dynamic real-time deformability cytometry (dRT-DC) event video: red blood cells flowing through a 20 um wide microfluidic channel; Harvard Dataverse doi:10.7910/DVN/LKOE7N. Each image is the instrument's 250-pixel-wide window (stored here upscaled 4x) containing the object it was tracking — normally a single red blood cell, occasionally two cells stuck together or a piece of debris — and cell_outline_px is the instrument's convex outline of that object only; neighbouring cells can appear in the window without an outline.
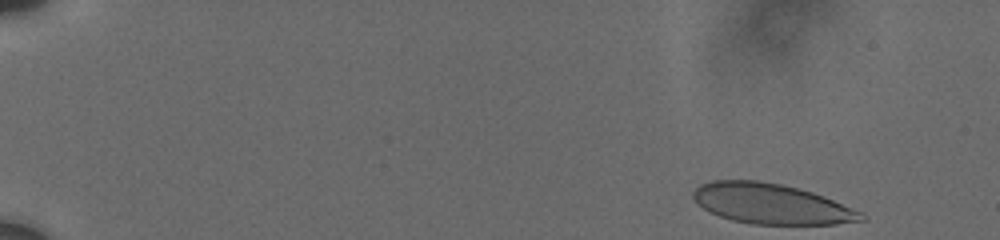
{"species": "human", "species_latin": "Homo sapiens", "temperature_condition": "cold", "stored_images_in_passage": 21, "camera_frame_rate_fps": 3000, "um_per_image_px": 0.085, "donor": {"sex": "male"}, "frame": {"image": 1, "passage_image": 1, "time_ms": 0.0, "image_size_px": [1000, 240], "cell_outline_px": [[868, 220], [836, 224], [752, 224], [732, 220], [708, 212], [692, 196], [692, 192], [700, 184], [712, 180], [756, 180], [780, 184], [812, 192], [824, 196], [864, 212], [868, 216]], "centroid_in_image_um": [65.61, 17.33], "position_along_channel_um": 19.4, "area_um2": 39.54}}
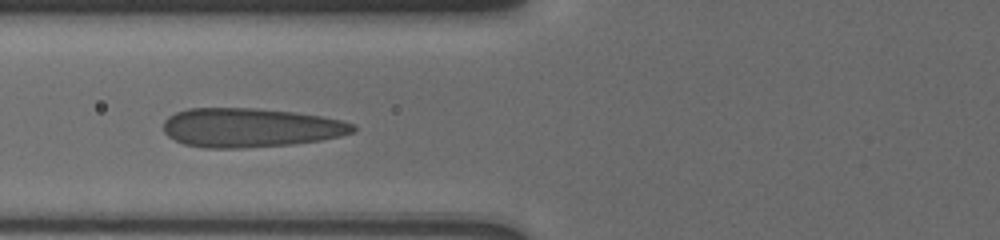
{"frame": {"image": 2, "passage_image": 16, "time_ms": 6.333, "image_size_px": [1000, 240], "cell_outline_px": [[356, 128], [352, 132], [340, 136], [320, 140], [292, 144], [240, 148], [204, 148], [184, 144], [168, 136], [164, 132], [164, 120], [168, 116], [176, 112], [188, 108], [256, 108], [292, 112], [320, 116], [340, 120], [352, 124]], "centroid_in_image_um": [21.23, 10.85], "position_along_channel_um": 104.6, "area_um2": 43.0}}
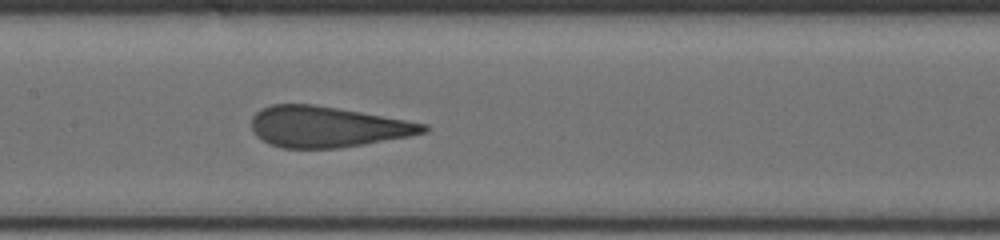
{"frame": {"image": 3, "passage_image": 21, "time_ms": 8.333, "image_size_px": [1000, 240], "cell_outline_px": [[428, 132], [408, 136], [364, 144], [340, 148], [280, 148], [268, 144], [256, 136], [252, 128], [252, 116], [260, 108], [272, 104], [312, 104], [360, 112], [428, 124]], "centroid_in_image_um": [27.77, 10.78], "position_along_channel_um": 179.6, "area_um2": 40.81}}